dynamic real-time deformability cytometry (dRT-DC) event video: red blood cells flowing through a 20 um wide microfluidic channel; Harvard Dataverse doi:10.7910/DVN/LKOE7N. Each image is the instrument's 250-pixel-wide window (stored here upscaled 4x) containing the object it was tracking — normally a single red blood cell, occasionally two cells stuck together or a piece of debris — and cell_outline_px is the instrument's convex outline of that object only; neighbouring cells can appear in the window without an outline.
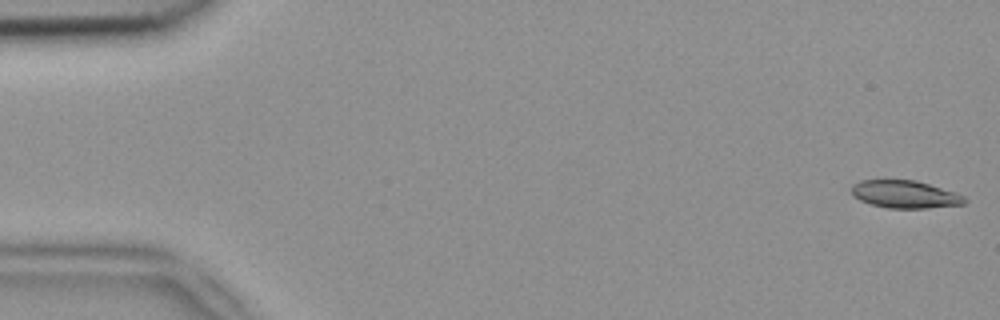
{"species": "common noctule bat (a hibernating species)", "species_latin": "Nyctalus noctula", "temperature_condition": "room temperature", "stored_images_in_passage": 14, "camera_frame_rate_fps": 3000, "um_per_image_px": 0.085, "animal": {"sex": "female", "body_mass_g": 18.4}, "frame": {"image": 1, "passage_image": 1, "time_ms": 0.0, "image_size_px": [1000, 320], "cell_outline_px": [[968, 200], [964, 204], [928, 208], [888, 208], [872, 204], [860, 200], [852, 196], [852, 184], [860, 180], [916, 180], [964, 196]], "centroid_in_image_um": [76.89, 16.52], "position_along_channel_um": 8.1, "area_um2": 18.03}}
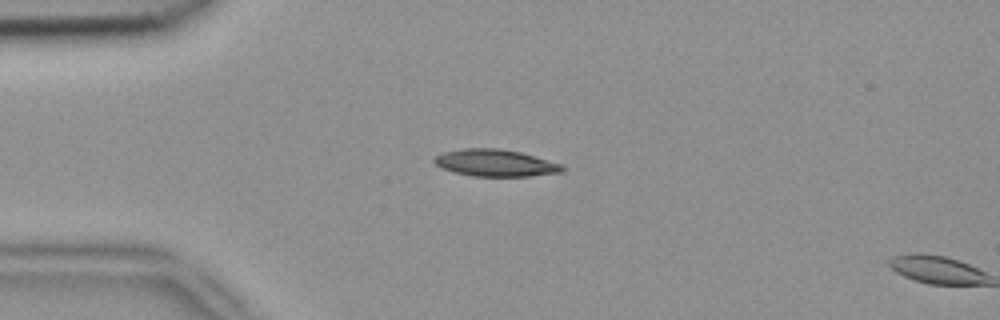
{"frame": {"image": 2, "passage_image": 13, "time_ms": 4.0, "image_size_px": [1000, 320], "cell_outline_px": [[564, 172], [528, 176], [472, 176], [456, 172], [444, 168], [436, 164], [432, 160], [432, 156], [440, 152], [464, 148], [500, 148], [520, 152], [560, 164], [564, 168]], "centroid_in_image_um": [42.05, 13.84], "position_along_channel_um": 43.0, "area_um2": 20.06}}